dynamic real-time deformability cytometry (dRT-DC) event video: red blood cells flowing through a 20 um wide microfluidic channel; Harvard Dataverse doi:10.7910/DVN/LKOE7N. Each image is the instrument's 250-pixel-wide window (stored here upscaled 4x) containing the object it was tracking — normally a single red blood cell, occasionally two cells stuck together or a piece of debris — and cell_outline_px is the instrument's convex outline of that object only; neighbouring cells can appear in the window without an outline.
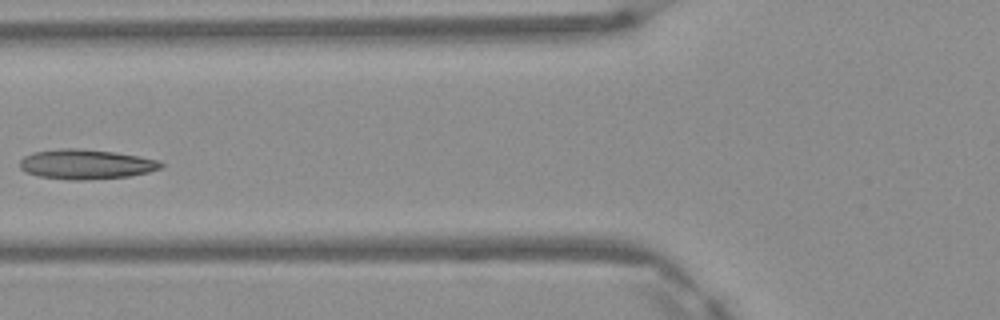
{"species": "Egyptian fruit bat (a non-hibernating species)", "species_latin": "Rousettus aegyptiacus", "temperature_condition": "warm", "stored_images_in_passage": 5, "camera_frame_rate_fps": 3000, "um_per_image_px": 0.085, "frame": {"image": 1, "passage_image": 5, "time_ms": 1.333, "image_size_px": [1000, 320], "cell_outline_px": [[164, 164], [160, 168], [148, 172], [128, 176], [84, 180], [68, 180], [40, 176], [24, 172], [20, 168], [20, 160], [24, 156], [32, 152], [60, 148], [76, 148], [112, 152], [140, 156], [160, 160]], "centroid_in_image_um": [7.28, 13.96], "position_along_channel_um": 118.5, "area_um2": 24.51}}